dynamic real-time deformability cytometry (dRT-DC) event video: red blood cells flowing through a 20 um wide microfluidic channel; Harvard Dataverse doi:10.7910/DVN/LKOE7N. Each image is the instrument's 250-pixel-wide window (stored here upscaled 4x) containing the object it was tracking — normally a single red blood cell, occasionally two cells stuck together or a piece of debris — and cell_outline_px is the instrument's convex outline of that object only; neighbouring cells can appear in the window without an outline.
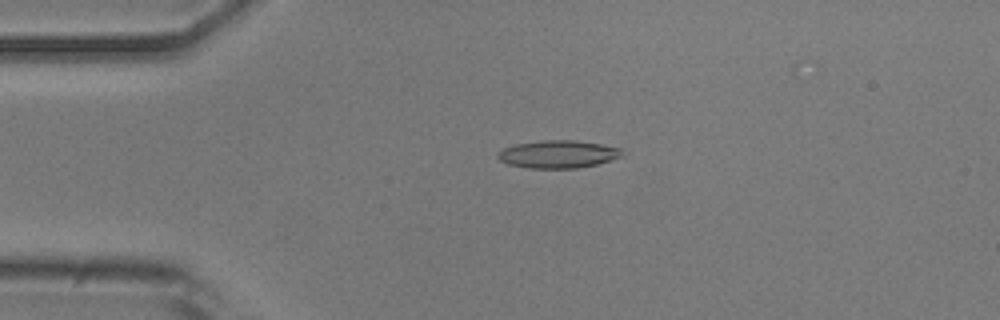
{"species": "common noctule bat (a hibernating species)", "species_latin": "Nyctalus noctula", "temperature_condition": "room temperature", "stored_images_in_passage": 47, "camera_frame_rate_fps": 3000, "um_per_image_px": 0.085, "animal": {"sex": "male", "body_mass_g": 20.5, "forearm_length_mm": 52.5}, "frame": {"image": 1, "passage_image": 10, "time_ms": 3.0, "image_size_px": [1000, 320], "cell_outline_px": [[624, 156], [596, 164], [576, 168], [528, 168], [508, 164], [500, 160], [496, 156], [496, 152], [504, 148], [516, 144], [544, 140], [576, 140], [624, 148]], "centroid_in_image_um": [47.46, 13.1], "position_along_channel_um": 37.5, "area_um2": 20.17}}
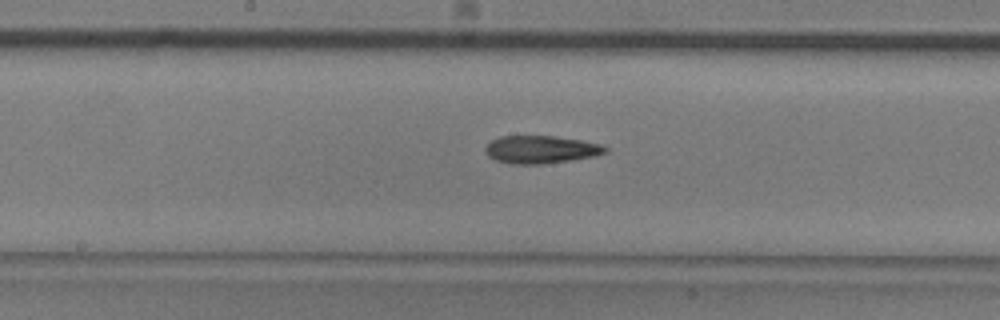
{"frame": {"image": 2, "passage_image": 25, "time_ms": 8.0, "image_size_px": [1000, 320], "cell_outline_px": [[608, 152], [592, 156], [568, 160], [540, 164], [512, 164], [496, 160], [488, 156], [484, 152], [484, 148], [492, 140], [500, 136], [556, 136], [580, 140], [600, 144], [608, 148]], "centroid_in_image_um": [45.94, 12.7], "position_along_channel_um": 202.3, "area_um2": 19.25}}
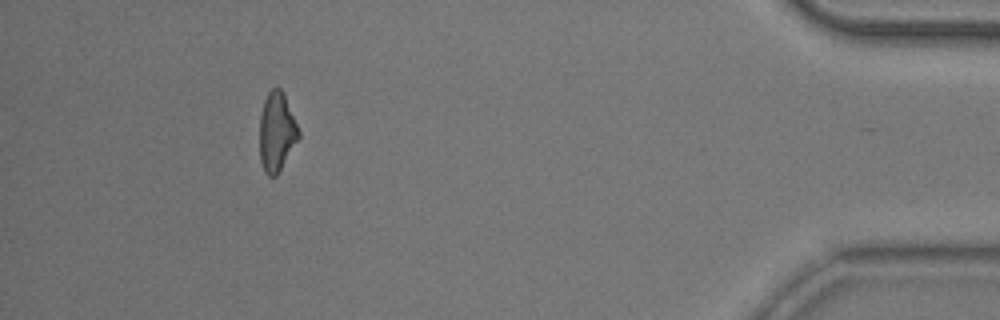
{"frame": {"image": 3, "passage_image": 46, "time_ms": 15.0, "image_size_px": [1000, 320], "cell_outline_px": [[300, 136], [276, 176], [268, 176], [264, 172], [260, 160], [260, 116], [264, 100], [268, 92], [272, 88], [280, 88], [284, 92], [300, 132]], "centroid_in_image_um": [23.51, 11.19], "position_along_channel_um": 411.7, "area_um2": 17.92}, "authors_computed_cell_mechanics": {"area_um2": 19.0162, "velocity_mm_per_s": 3.8785, "shape_relaxation_time_tau1_ms": 5.6741, "shape_relaxation_time_tau2_ms": 9.9751, "deformation_change_tau1": 0.1559, "deformation_change_tau2": 0.2486}}